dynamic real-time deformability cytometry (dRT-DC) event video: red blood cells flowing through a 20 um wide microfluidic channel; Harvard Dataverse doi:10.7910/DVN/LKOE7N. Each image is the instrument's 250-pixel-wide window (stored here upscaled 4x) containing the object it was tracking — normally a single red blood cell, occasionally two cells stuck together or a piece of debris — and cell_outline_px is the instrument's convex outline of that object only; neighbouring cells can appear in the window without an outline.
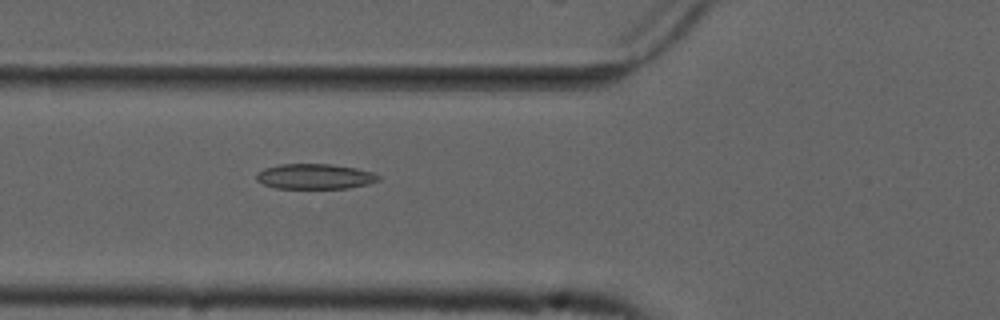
{"species": "common noctule bat (a hibernating species)", "species_latin": "Nyctalus noctula", "temperature_condition": "cold", "stored_images_in_passage": 56, "camera_frame_rate_fps": 3000, "um_per_image_px": 0.085, "animal": {"sex": "male", "forearm_length_mm": 52.5}, "frame": {"image": 1, "passage_image": 21, "time_ms": 6.667, "image_size_px": [1000, 320], "cell_outline_px": [[380, 180], [368, 184], [348, 188], [276, 188], [264, 184], [256, 180], [256, 172], [264, 168], [280, 164], [332, 164], [356, 168], [372, 172], [380, 176]], "centroid_in_image_um": [26.76, 14.99], "position_along_channel_um": 99.0, "area_um2": 17.98}}
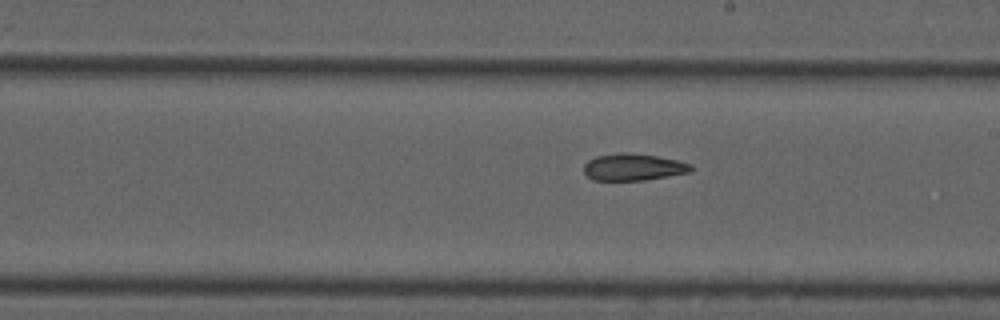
{"frame": {"image": 2, "passage_image": 32, "time_ms": 10.333, "image_size_px": [1000, 320], "cell_outline_px": [[692, 172], [644, 180], [592, 180], [584, 172], [584, 164], [588, 160], [596, 156], [620, 152], [628, 152], [656, 156], [676, 160], [692, 164]], "centroid_in_image_um": [53.82, 14.2], "position_along_channel_um": 235.2, "area_um2": 16.82}}
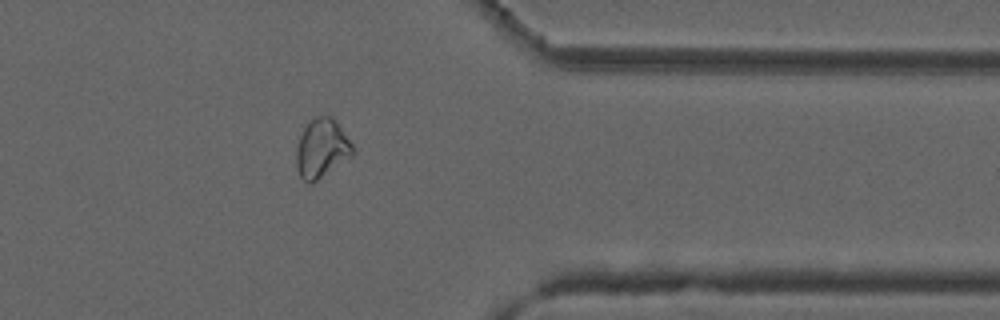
{"frame": {"image": 3, "passage_image": 45, "time_ms": 14.667, "image_size_px": [1000, 320], "cell_outline_px": [[356, 152], [352, 156], [312, 184], [308, 184], [300, 176], [296, 164], [296, 148], [300, 136], [304, 128], [316, 116], [328, 116], [340, 128], [356, 148]], "centroid_in_image_um": [27.35, 12.67], "position_along_channel_um": 384.1, "area_um2": 19.13}, "authors_computed_cell_mechanics": {"area_um2": 19.1318, "velocity_mm_per_s": 3.7059, "shape_relaxation_time_tau1_ms": null, "shape_relaxation_time_tau2_ms": 3.4029, "deformation_change_tau1": null, "deformation_change_tau2": 0.1002}}